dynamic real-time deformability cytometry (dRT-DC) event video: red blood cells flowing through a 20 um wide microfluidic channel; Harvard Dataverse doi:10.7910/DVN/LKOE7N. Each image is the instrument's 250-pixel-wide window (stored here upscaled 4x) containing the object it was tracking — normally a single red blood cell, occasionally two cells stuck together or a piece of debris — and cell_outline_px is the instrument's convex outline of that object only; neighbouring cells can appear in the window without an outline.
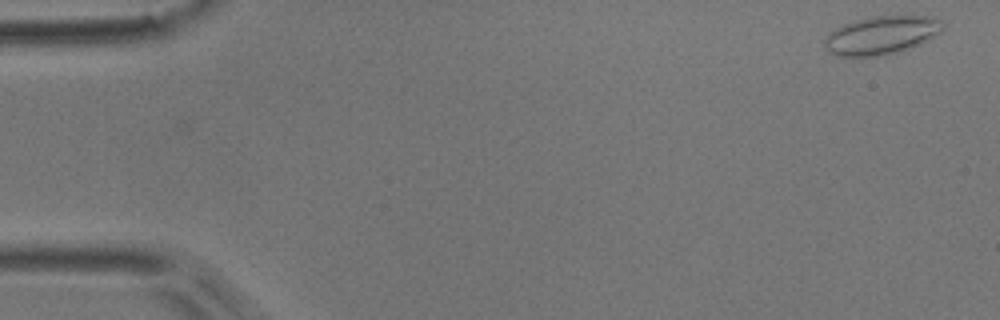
{"species": "common noctule bat (a hibernating species)", "species_latin": "Nyctalus noctula", "temperature_condition": "room temperature", "stored_images_in_passage": 53, "camera_frame_rate_fps": 3000, "um_per_image_px": 0.085, "animal": {"sex": "male", "body_mass_g": 17.9}, "frame": {"image": 1, "passage_image": 1, "time_ms": 0.0, "image_size_px": [1000, 320], "cell_outline_px": [[944, 28], [940, 32], [928, 40], [920, 44], [900, 52], [884, 56], [836, 56], [828, 52], [824, 48], [824, 40], [828, 32], [844, 24], [868, 16], [932, 16], [940, 20], [944, 24]], "centroid_in_image_um": [74.9, 3.0], "position_along_channel_um": 10.1, "area_um2": 26.76}}
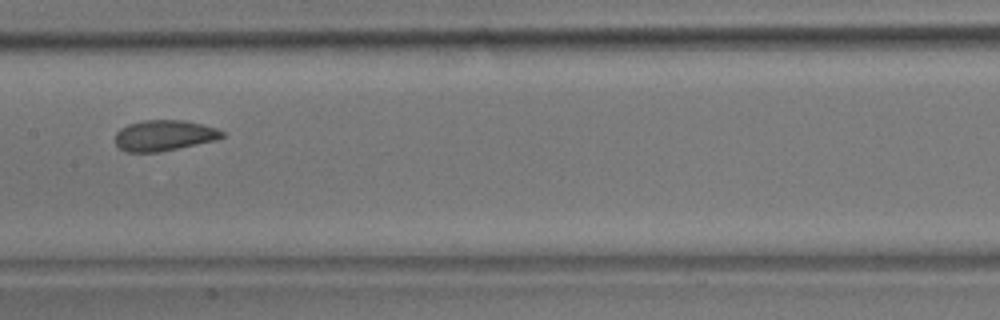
{"frame": {"image": 2, "passage_image": 26, "time_ms": 8.333, "image_size_px": [1000, 320], "cell_outline_px": [[224, 136], [216, 140], [160, 152], [128, 152], [120, 148], [116, 144], [116, 132], [120, 128], [128, 124], [144, 120], [184, 120], [216, 128], [224, 132]], "centroid_in_image_um": [13.94, 11.51], "position_along_channel_um": 193.5, "area_um2": 19.07}}
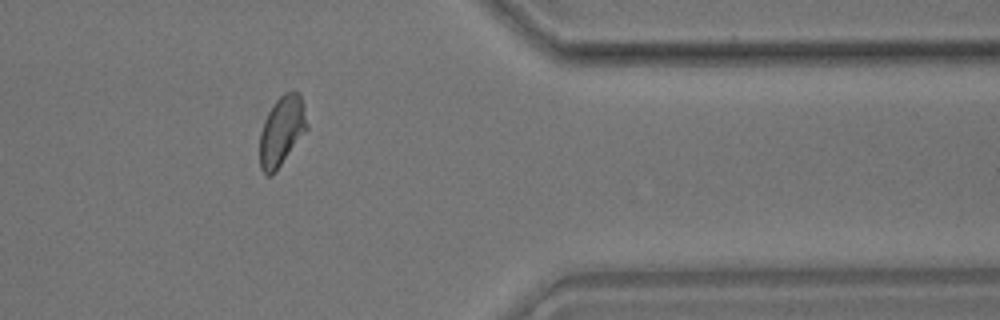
{"frame": {"image": 3, "passage_image": 43, "time_ms": 14.0, "image_size_px": [1000, 320], "cell_outline_px": [[308, 128], [276, 172], [272, 176], [264, 176], [260, 168], [260, 132], [264, 120], [268, 112], [276, 100], [284, 92], [292, 88], [300, 92], [304, 104], [308, 124]], "centroid_in_image_um": [23.96, 11.11], "position_along_channel_um": 387.4, "area_um2": 19.65}, "authors_computed_cell_mechanics": {"area_um2": 19.652, "velocity_mm_per_s": 3.7299, "shape_relaxation_time_tau1_ms": 5.0073, "shape_relaxation_time_tau2_ms": 1.9137, "deformation_change_tau1": 0.1136, "deformation_change_tau2": 0.0501}}